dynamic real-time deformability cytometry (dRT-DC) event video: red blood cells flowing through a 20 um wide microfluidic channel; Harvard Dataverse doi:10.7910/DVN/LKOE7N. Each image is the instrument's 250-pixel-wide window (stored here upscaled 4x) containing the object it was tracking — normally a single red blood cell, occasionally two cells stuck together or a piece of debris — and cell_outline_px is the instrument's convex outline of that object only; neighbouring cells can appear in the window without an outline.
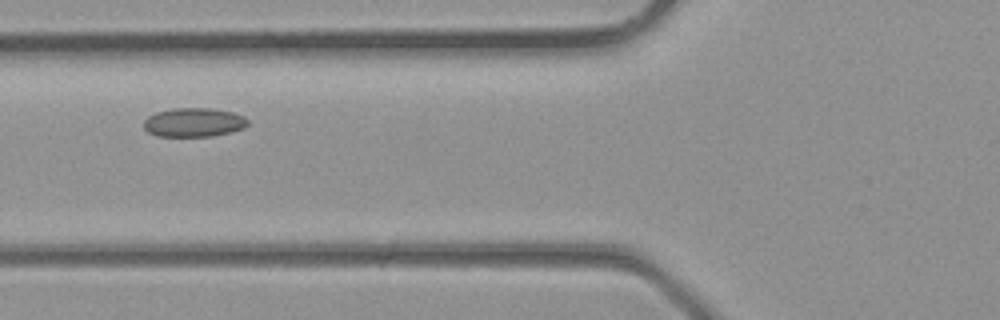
{"species": "common noctule bat (a hibernating species)", "species_latin": "Nyctalus noctula", "temperature_condition": "room temperature", "stored_images_in_passage": 4, "camera_frame_rate_fps": 3000, "um_per_image_px": 0.085, "animal": {"sex": "male", "body_mass_g": 23.1, "forearm_length_mm": 52.7}, "frame": {"image": 1, "passage_image": 4, "time_ms": 1.0, "image_size_px": [1000, 320], "cell_outline_px": [[248, 124], [244, 128], [232, 132], [212, 136], [156, 136], [148, 132], [144, 128], [144, 120], [148, 116], [156, 112], [172, 108], [212, 108], [232, 112], [244, 116], [248, 120]], "centroid_in_image_um": [16.48, 10.4], "position_along_channel_um": 109.3, "area_um2": 17.69}}